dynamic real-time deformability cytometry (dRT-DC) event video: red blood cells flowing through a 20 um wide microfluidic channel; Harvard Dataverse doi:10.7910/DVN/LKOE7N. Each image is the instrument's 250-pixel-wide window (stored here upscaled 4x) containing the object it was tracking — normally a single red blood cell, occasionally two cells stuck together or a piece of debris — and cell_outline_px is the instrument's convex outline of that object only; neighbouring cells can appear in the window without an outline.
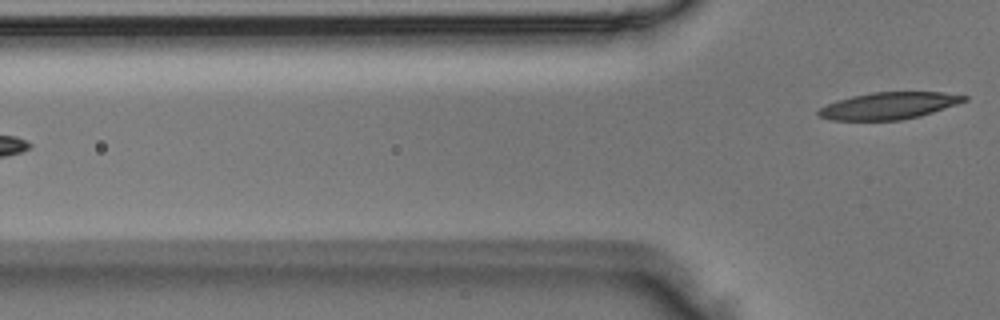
{"species": "Egyptian fruit bat (a non-hibernating species)", "species_latin": "Rousettus aegyptiacus", "temperature_condition": "room temperature", "stored_images_in_passage": 4, "camera_frame_rate_fps": 3000, "um_per_image_px": 0.085, "animal": {"sex": "male"}, "frame": {"image": 1, "passage_image": 4, "time_ms": 1.0, "image_size_px": [1000, 320], "cell_outline_px": [[968, 100], [920, 116], [900, 120], [832, 120], [820, 116], [816, 112], [820, 108], [828, 104], [852, 96], [872, 92], [940, 92], [968, 96]], "centroid_in_image_um": [75.56, 8.98], "position_along_channel_um": 50.2, "area_um2": 22.54}}